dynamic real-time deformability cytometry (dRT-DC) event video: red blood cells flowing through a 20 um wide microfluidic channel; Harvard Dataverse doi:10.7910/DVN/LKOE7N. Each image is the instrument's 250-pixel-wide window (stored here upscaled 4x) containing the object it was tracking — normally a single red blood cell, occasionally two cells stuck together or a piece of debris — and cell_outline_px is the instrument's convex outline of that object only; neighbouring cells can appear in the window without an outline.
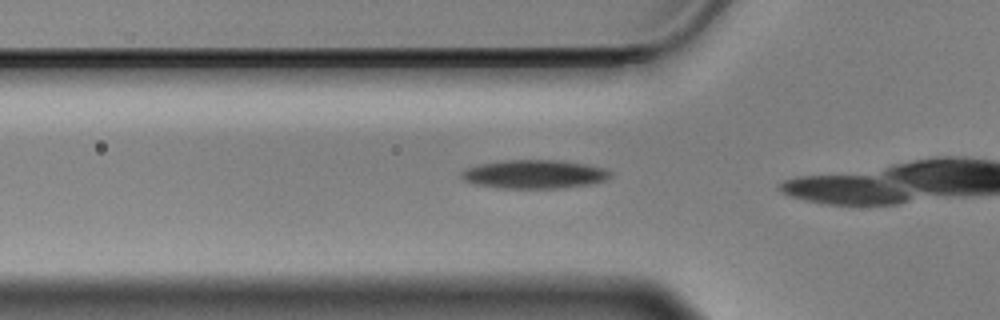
{"species": "Egyptian fruit bat (a non-hibernating species)", "species_latin": "Rousettus aegyptiacus", "temperature_condition": "cold", "stored_images_in_passage": 5, "camera_frame_rate_fps": 3000, "um_per_image_px": 0.085, "animal": {"sex": "male"}, "frame": {"image": 1, "passage_image": 3, "time_ms": 0.667, "image_size_px": [1000, 320], "cell_outline_px": [[612, 176], [604, 180], [592, 184], [564, 188], [504, 188], [472, 184], [464, 180], [460, 176], [460, 172], [468, 168], [480, 164], [504, 160], [556, 160], [584, 164], [604, 168], [612, 172]], "centroid_in_image_um": [45.42, 14.81], "position_along_channel_um": 80.4, "area_um2": 24.85}}